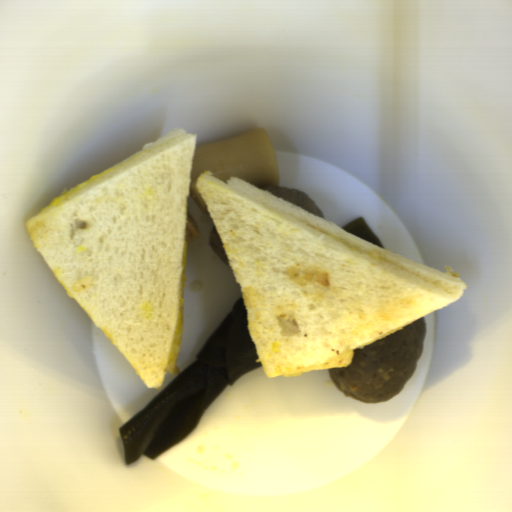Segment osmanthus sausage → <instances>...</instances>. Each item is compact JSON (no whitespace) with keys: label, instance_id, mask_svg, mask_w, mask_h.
Returning a JSON list of instances; mask_svg holds the SVG:
<instances>
[{"label":"osmanthus sausage","instance_id":"1","mask_svg":"<svg viewBox=\"0 0 512 512\" xmlns=\"http://www.w3.org/2000/svg\"><path fill=\"white\" fill-rule=\"evenodd\" d=\"M205 171L225 184L229 178H238L262 190L265 186L280 185L276 152L265 128L195 146L188 191L210 216L196 188V180Z\"/></svg>","mask_w":512,"mask_h":512}]
</instances>
